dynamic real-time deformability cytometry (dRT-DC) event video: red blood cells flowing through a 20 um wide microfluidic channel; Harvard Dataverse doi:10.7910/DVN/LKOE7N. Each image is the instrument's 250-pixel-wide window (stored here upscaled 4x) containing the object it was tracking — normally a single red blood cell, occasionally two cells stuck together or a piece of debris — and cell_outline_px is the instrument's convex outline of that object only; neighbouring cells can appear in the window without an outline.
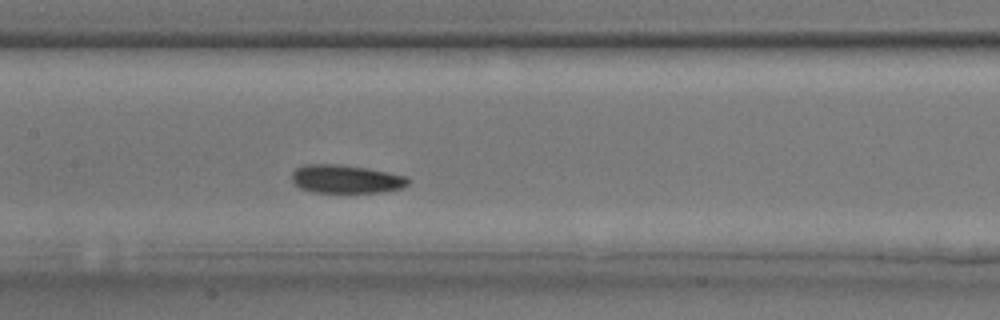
{"species": "common noctule bat (a hibernating species)", "species_latin": "Nyctalus noctula", "temperature_condition": "room temperature", "stored_images_in_passage": 26, "camera_frame_rate_fps": 3000, "um_per_image_px": 0.085, "animal": {"sex": "male", "body_mass_g": 17.9, "forearm_length_mm": 54.2}, "frame": {"image": 1, "passage_image": 8, "time_ms": 2.333, "image_size_px": [1000, 320], "cell_outline_px": [[412, 180], [404, 188], [380, 192], [312, 192], [300, 188], [292, 180], [292, 172], [296, 168], [304, 164], [340, 164], [368, 168], [408, 176]], "centroid_in_image_um": [29.45, 15.21], "position_along_channel_um": 178.0, "area_um2": 19.42}}
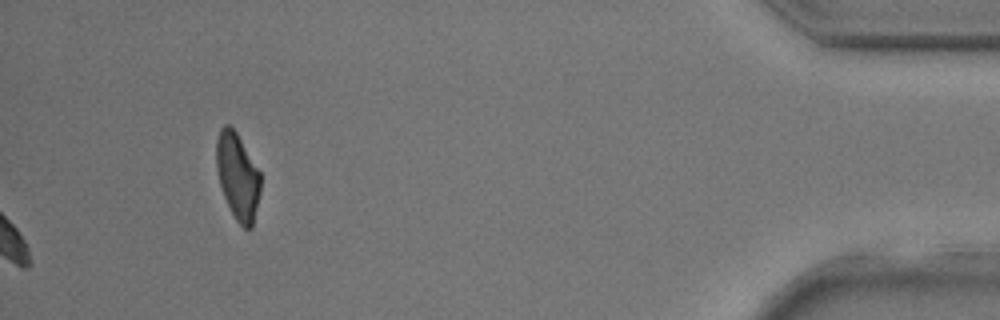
{"frame": {"image": 2, "passage_image": 26, "time_ms": 8.333, "image_size_px": [1000, 320], "cell_outline_px": [[260, 192], [252, 228], [244, 228], [236, 220], [224, 196], [220, 184], [216, 168], [216, 140], [220, 128], [224, 124], [228, 124], [236, 132], [260, 172]], "centroid_in_image_um": [20.19, 14.97], "position_along_channel_um": 415.0, "area_um2": 22.02}}